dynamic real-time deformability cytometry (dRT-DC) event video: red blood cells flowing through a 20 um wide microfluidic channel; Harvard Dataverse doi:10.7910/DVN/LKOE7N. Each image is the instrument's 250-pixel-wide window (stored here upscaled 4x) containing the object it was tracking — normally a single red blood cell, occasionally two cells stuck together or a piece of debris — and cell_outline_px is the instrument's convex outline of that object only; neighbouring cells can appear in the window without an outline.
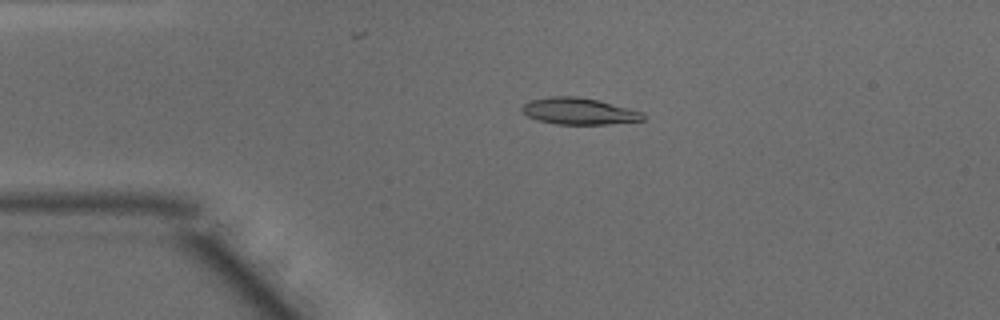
{"species": "common noctule bat (a hibernating species)", "species_latin": "Nyctalus noctula", "temperature_condition": "warm", "stored_images_in_passage": 35, "camera_frame_rate_fps": 3000, "um_per_image_px": 0.085, "animal": {"sex": "male", "body_mass_g": 15.6}, "frame": {"image": 1, "passage_image": 3, "time_ms": 0.667, "image_size_px": [1000, 320], "cell_outline_px": [[644, 120], [608, 124], [556, 124], [536, 120], [528, 116], [520, 108], [524, 104], [532, 100], [548, 96], [576, 96], [596, 100], [644, 112]], "centroid_in_image_um": [49.19, 9.45], "position_along_channel_um": 35.8, "area_um2": 18.61}}
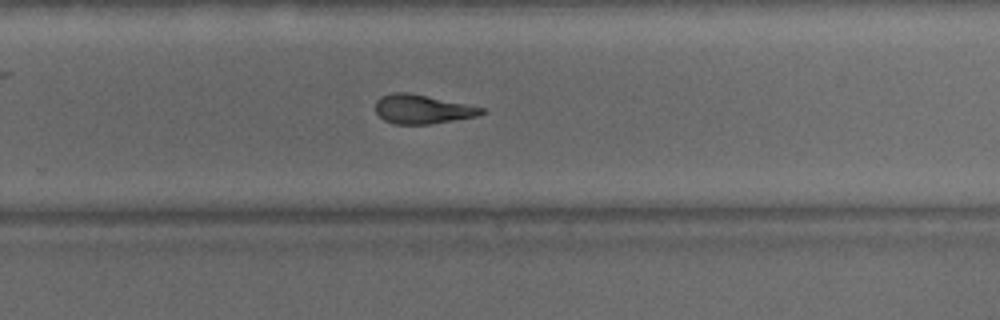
{"frame": {"image": 2, "passage_image": 24, "time_ms": 7.667, "image_size_px": [1000, 320], "cell_outline_px": [[488, 112], [476, 116], [428, 124], [392, 124], [384, 120], [376, 112], [376, 100], [380, 96], [392, 92], [408, 92], [484, 108]], "centroid_in_image_um": [35.86, 9.28], "position_along_channel_um": 293.9, "area_um2": 17.8}}
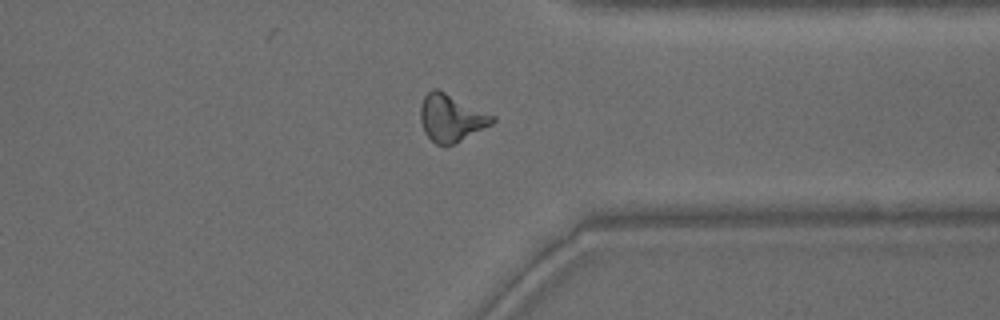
{"frame": {"image": 3, "passage_image": 30, "time_ms": 9.667, "image_size_px": [1000, 320], "cell_outline_px": [[496, 120], [492, 124], [452, 144], [436, 144], [424, 132], [420, 120], [420, 104], [424, 96], [432, 88], [436, 88], [496, 116]], "centroid_in_image_um": [38.33, 10.0], "position_along_channel_um": 373.1, "area_um2": 19.54}, "authors_computed_cell_mechanics": {"area_um2": 18.5538, "velocity_mm_per_s": 4.1379, "shape_relaxation_time_tau1_ms": 7.4489, "shape_relaxation_time_tau2_ms": 3.4066, "deformation_change_tau1": 0.2157, "deformation_change_tau2": 0.128}}